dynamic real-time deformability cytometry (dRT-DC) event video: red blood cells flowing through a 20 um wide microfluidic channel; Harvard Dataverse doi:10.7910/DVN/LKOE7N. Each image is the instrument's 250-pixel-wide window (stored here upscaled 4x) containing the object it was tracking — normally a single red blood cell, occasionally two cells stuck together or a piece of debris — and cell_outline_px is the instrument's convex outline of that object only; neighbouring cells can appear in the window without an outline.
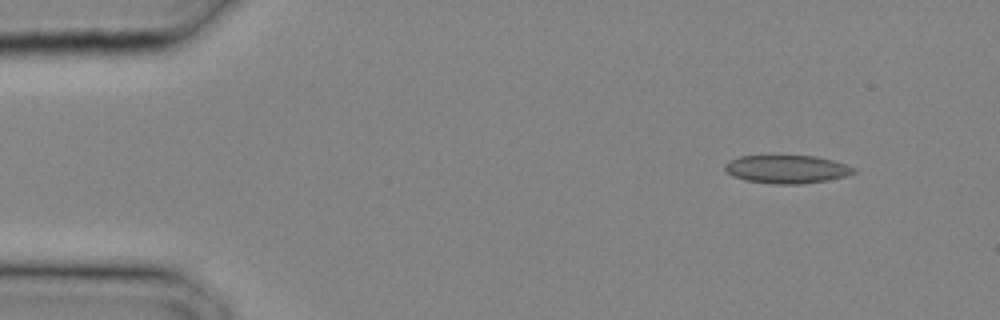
{"species": "common noctule bat (a hibernating species)", "species_latin": "Nyctalus noctula", "temperature_condition": "cold", "stored_images_in_passage": 27, "camera_frame_rate_fps": 3000, "um_per_image_px": 0.085, "animal": {"sex": "male", "body_mass_g": 20.4}, "frame": {"image": 1, "passage_image": 1, "time_ms": 0.0, "image_size_px": [1000, 320], "cell_outline_px": [[856, 172], [844, 176], [828, 180], [800, 184], [776, 184], [744, 180], [732, 176], [724, 168], [724, 164], [728, 160], [740, 156], [816, 156], [832, 160], [856, 168]], "centroid_in_image_um": [66.85, 14.38], "position_along_channel_um": 18.1, "area_um2": 21.1}}
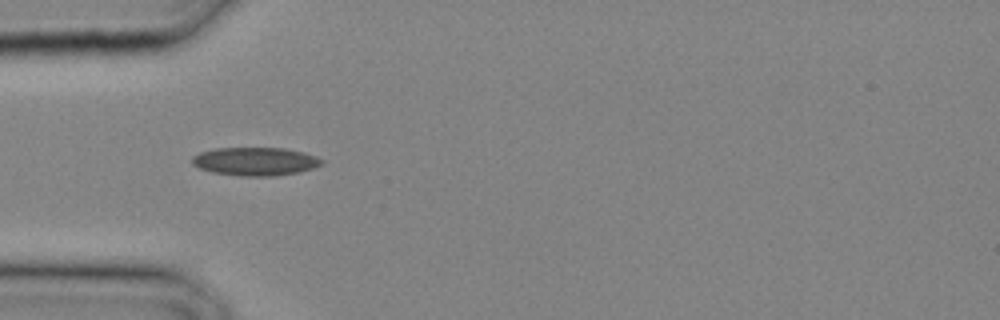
{"frame": {"image": 2, "passage_image": 7, "time_ms": 2.0, "image_size_px": [1000, 320], "cell_outline_px": [[324, 164], [312, 168], [296, 172], [276, 176], [240, 176], [212, 172], [200, 168], [192, 164], [192, 156], [200, 152], [216, 148], [284, 148], [304, 152], [316, 156], [324, 160]], "centroid_in_image_um": [21.7, 13.72], "position_along_channel_um": 63.3, "area_um2": 21.39}}
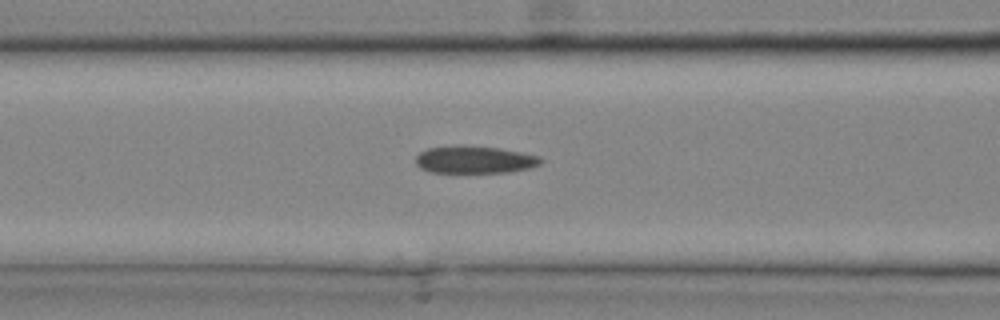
{"frame": {"image": 3, "passage_image": 10, "time_ms": 3.0, "image_size_px": [1000, 320], "cell_outline_px": [[544, 160], [540, 164], [528, 168], [508, 172], [428, 172], [420, 168], [416, 164], [416, 156], [420, 152], [428, 148], [460, 144], [464, 144], [500, 148], [540, 156]], "centroid_in_image_um": [40.32, 13.55], "position_along_channel_um": 126.3, "area_um2": 20.17}}